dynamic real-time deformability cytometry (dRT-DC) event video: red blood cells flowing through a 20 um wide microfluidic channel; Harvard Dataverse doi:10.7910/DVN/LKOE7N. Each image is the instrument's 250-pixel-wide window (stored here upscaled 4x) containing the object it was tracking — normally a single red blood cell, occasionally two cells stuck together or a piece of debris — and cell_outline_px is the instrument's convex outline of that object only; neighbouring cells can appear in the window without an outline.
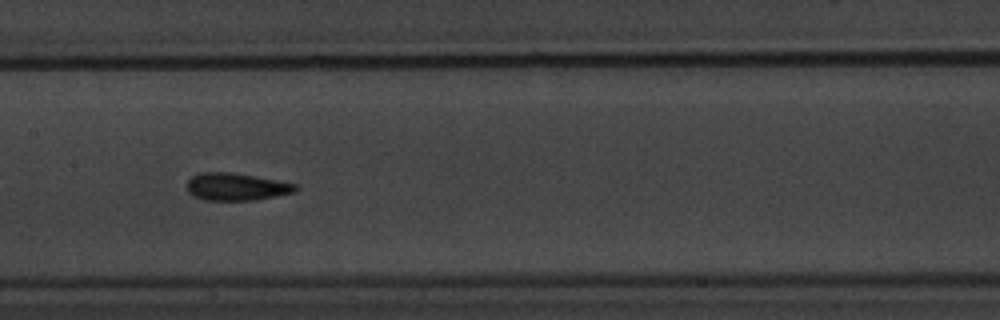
{"species": "common noctule bat (a hibernating species)", "species_latin": "Nyctalus noctula", "temperature_condition": "warm", "stored_images_in_passage": 8, "camera_frame_rate_fps": 3000, "um_per_image_px": 0.085, "animal": {"sex": "male", "body_mass_g": 20.1, "forearm_length_mm": 53.5}, "frame": {"image": 1, "passage_image": 8, "time_ms": 9.333, "image_size_px": [1000, 320], "cell_outline_px": [[300, 188], [296, 192], [256, 200], [204, 200], [192, 196], [188, 192], [188, 180], [192, 176], [200, 172], [228, 172], [276, 180], [296, 184]], "centroid_in_image_um": [20.09, 15.88], "position_along_channel_um": 187.3, "area_um2": 17.34}}